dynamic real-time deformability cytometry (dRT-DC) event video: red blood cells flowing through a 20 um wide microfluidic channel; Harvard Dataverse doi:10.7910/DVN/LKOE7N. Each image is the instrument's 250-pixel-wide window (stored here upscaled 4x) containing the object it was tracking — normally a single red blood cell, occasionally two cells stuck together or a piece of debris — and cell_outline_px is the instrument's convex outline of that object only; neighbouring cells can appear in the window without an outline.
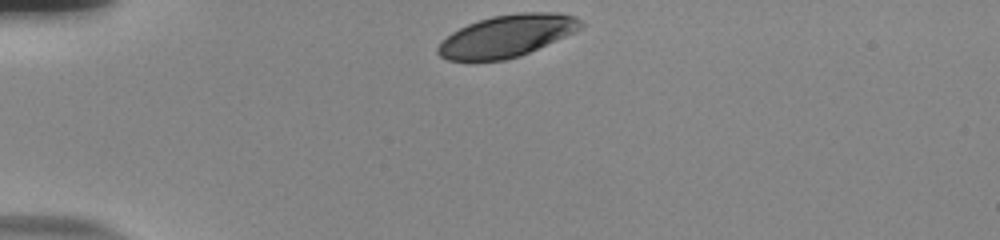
{"species": "human", "species_latin": "Homo sapiens", "temperature_condition": "room temperature", "stored_images_in_passage": 34, "camera_frame_rate_fps": 3000, "um_per_image_px": 0.085, "donor": {"sex": "male"}, "frame": {"image": 1, "passage_image": 1, "time_ms": 0.0, "image_size_px": [1000, 240], "cell_outline_px": [[584, 24], [580, 28], [564, 36], [520, 56], [504, 60], [448, 60], [440, 56], [436, 52], [436, 48], [452, 32], [468, 24], [492, 16], [520, 12], [556, 12], [576, 16], [584, 20]], "centroid_in_image_um": [43.1, 3.04], "position_along_channel_um": 41.9, "area_um2": 34.62}}
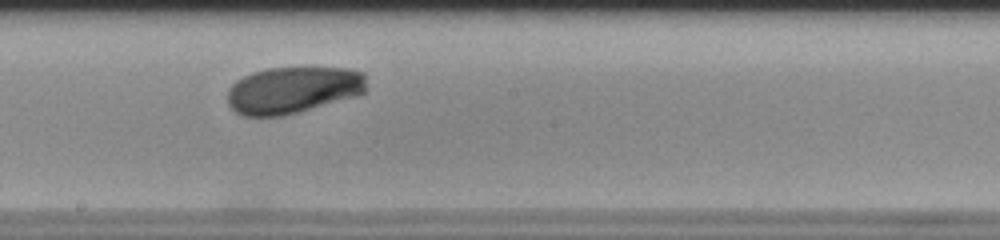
{"frame": {"image": 2, "passage_image": 19, "time_ms": 6.0, "image_size_px": [1000, 240], "cell_outline_px": [[364, 92], [360, 96], [284, 116], [244, 116], [236, 112], [228, 104], [228, 88], [236, 80], [252, 72], [268, 68], [348, 68], [364, 72]], "centroid_in_image_um": [24.9, 7.66], "position_along_channel_um": 223.3, "area_um2": 38.15}}
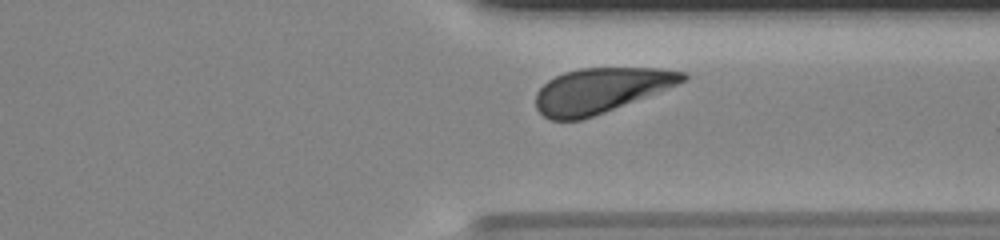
{"frame": {"image": 3, "passage_image": 30, "time_ms": 9.667, "image_size_px": [1000, 240], "cell_outline_px": [[688, 76], [684, 80], [676, 84], [656, 92], [604, 112], [580, 120], [548, 120], [536, 108], [536, 92], [548, 80], [564, 72], [580, 68], [660, 68], [688, 72]], "centroid_in_image_um": [51.01, 7.67], "position_along_channel_um": 360.4, "area_um2": 37.97}, "authors_computed_cell_mechanics": {"area_um2": 38.148, "velocity_mm_per_s": 3.7292, "shape_relaxation_time_tau1_ms": 1.9973, "shape_relaxation_time_tau2_ms": null, "deformation_change_tau1": 0.0946, "deformation_change_tau2": null}}